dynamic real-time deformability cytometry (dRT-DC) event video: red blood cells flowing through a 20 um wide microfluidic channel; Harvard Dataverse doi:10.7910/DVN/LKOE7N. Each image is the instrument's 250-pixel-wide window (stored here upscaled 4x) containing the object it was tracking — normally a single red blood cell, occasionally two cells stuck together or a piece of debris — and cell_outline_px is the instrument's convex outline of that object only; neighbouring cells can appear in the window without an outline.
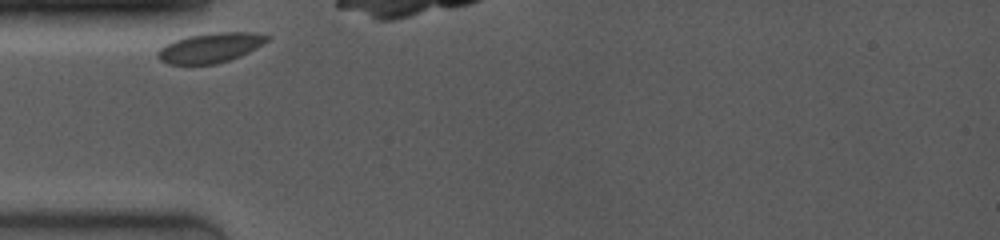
{"species": "common noctule bat (a hibernating species)", "species_latin": "Nyctalus noctula", "temperature_condition": "room temperature", "stored_images_in_passage": 6, "camera_frame_rate_fps": 4000, "um_per_image_px": 0.085, "animal": {"sex": "female", "body_mass_g": 19.0, "forearm_length_mm": 53.3}, "frame": {"image": 1, "passage_image": 1, "time_ms": 0.0, "image_size_px": [1000, 240], "cell_outline_px": [[272, 36], [268, 40], [256, 48], [240, 56], [216, 64], [168, 64], [160, 60], [156, 56], [156, 52], [164, 44], [188, 36], [212, 32], [252, 32]], "centroid_in_image_um": [17.86, 4.05], "position_along_channel_um": 67.1, "area_um2": 19.02}}
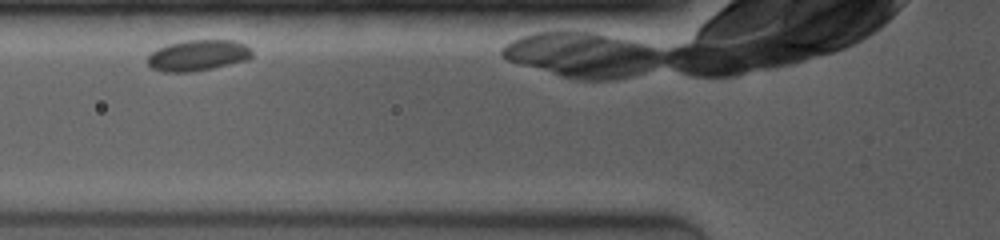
{"frame": {"image": 2, "passage_image": 3, "time_ms": 1.25, "image_size_px": [1000, 240], "cell_outline_px": [[252, 56], [248, 60], [212, 68], [192, 72], [164, 72], [152, 68], [144, 60], [156, 48], [168, 44], [184, 40], [232, 40], [244, 44], [252, 48]], "centroid_in_image_um": [16.8, 4.7], "position_along_channel_um": 109.0, "area_um2": 19.07}}